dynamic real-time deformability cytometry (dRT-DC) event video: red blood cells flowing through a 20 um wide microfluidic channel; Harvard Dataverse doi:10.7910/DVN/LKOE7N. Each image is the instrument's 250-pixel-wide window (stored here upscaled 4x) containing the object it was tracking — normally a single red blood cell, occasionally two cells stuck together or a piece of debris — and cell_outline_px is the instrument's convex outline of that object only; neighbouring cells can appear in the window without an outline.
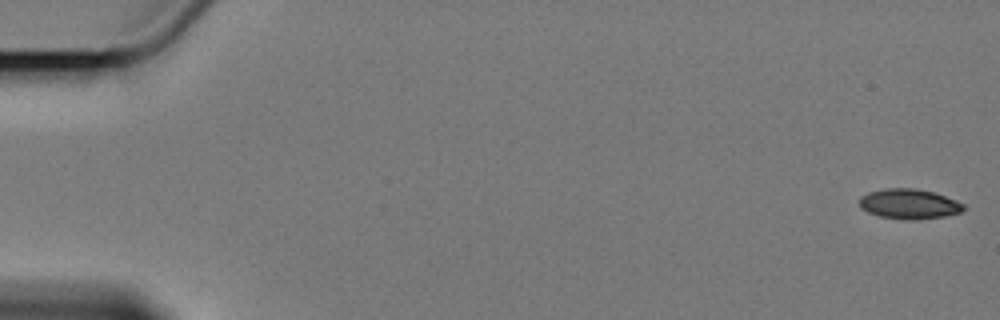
{"species": "Egyptian fruit bat (a non-hibernating species)", "species_latin": "Rousettus aegyptiacus", "temperature_condition": "cold", "stored_images_in_passage": 6, "camera_frame_rate_fps": 3000, "um_per_image_px": 0.085, "animal": {"sex": "female"}, "frame": {"image": 1, "passage_image": 1, "time_ms": 0.0, "image_size_px": [1000, 320], "cell_outline_px": [[964, 208], [960, 212], [944, 216], [916, 220], [908, 220], [880, 216], [868, 212], [860, 208], [860, 196], [868, 192], [884, 188], [912, 188], [932, 192], [956, 200], [964, 204]], "centroid_in_image_um": [77.24, 17.33], "position_along_channel_um": 7.8, "area_um2": 18.09}}
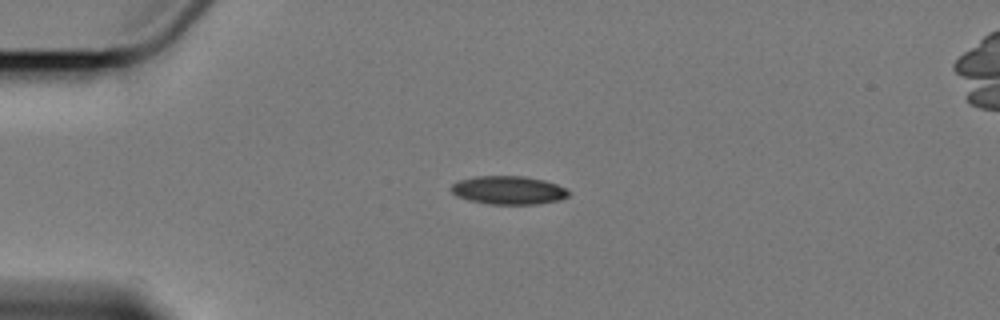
{"frame": {"image": 2, "passage_image": 5, "time_ms": 4.667, "image_size_px": [1000, 320], "cell_outline_px": [[568, 196], [560, 200], [536, 204], [488, 204], [468, 200], [456, 196], [452, 192], [452, 184], [460, 180], [476, 176], [524, 176], [544, 180], [556, 184], [564, 188], [568, 192]], "centroid_in_image_um": [43.2, 16.17], "position_along_channel_um": 41.8, "area_um2": 19.31}}